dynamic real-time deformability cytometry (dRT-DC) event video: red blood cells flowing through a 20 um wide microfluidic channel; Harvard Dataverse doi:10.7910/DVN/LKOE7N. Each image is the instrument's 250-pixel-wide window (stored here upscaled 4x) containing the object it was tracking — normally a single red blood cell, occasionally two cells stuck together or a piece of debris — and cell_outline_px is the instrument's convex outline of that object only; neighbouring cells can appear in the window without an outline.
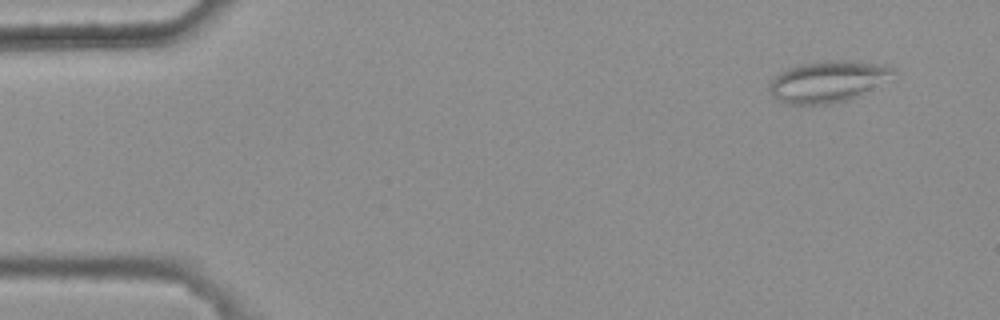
{"species": "common noctule bat (a hibernating species)", "species_latin": "Nyctalus noctula", "temperature_condition": "warm", "stored_images_in_passage": 4, "camera_frame_rate_fps": 3000, "um_per_image_px": 0.085, "animal": {"sex": "female", "body_mass_g": 25.1}, "frame": {"image": 1, "passage_image": 1, "time_ms": 0.0, "image_size_px": [1000, 320], "cell_outline_px": [[896, 72], [860, 96], [848, 100], [832, 104], [784, 104], [776, 100], [768, 92], [768, 84], [780, 72], [796, 64], [828, 60], [852, 60], [888, 64], [896, 68]], "centroid_in_image_um": [70.34, 6.92], "position_along_channel_um": 14.7, "area_um2": 30.35}}